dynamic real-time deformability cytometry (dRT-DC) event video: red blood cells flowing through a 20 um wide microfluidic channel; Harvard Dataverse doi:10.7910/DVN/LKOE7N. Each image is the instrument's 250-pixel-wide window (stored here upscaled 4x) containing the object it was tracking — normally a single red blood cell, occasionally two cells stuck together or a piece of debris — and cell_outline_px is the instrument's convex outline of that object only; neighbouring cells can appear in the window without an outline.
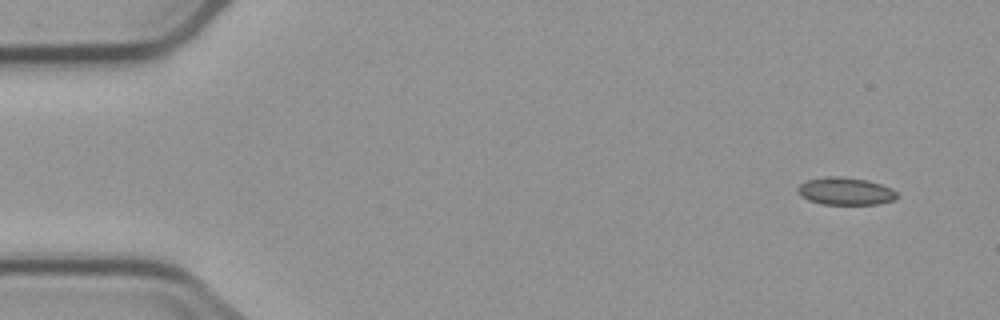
{"species": "common noctule bat (a hibernating species)", "species_latin": "Nyctalus noctula", "temperature_condition": "cold", "stored_images_in_passage": 3, "camera_frame_rate_fps": 3000, "um_per_image_px": 0.085, "animal": {"sex": "male", "body_mass_g": 23.1, "forearm_length_mm": 52.7}, "frame": {"image": 1, "passage_image": 1, "time_ms": 0.0, "image_size_px": [1000, 320], "cell_outline_px": [[896, 200], [880, 204], [820, 204], [808, 200], [800, 196], [796, 188], [800, 184], [808, 180], [824, 176], [840, 176], [868, 180], [892, 188], [896, 192]], "centroid_in_image_um": [71.85, 16.25], "position_along_channel_um": 13.1, "area_um2": 16.07}}